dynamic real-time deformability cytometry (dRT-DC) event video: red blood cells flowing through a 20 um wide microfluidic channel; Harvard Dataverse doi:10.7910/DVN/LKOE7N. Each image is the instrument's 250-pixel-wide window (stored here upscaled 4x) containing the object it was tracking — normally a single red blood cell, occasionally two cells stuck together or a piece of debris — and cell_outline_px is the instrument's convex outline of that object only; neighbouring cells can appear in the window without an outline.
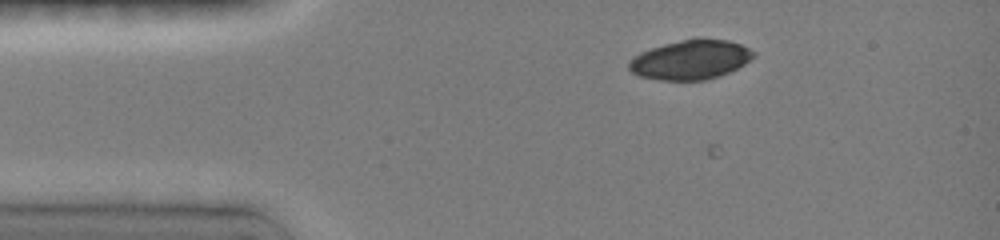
{"species": "common noctule bat (a hibernating species)", "species_latin": "Nyctalus noctula", "temperature_condition": "room temperature", "stored_images_in_passage": 11, "camera_frame_rate_fps": 3000, "um_per_image_px": 0.085, "animal": {"sex": "female", "body_mass_g": 19.0, "forearm_length_mm": 51.5}, "frame": {"image": 1, "passage_image": 4, "time_ms": 3.0, "image_size_px": [1000, 240], "cell_outline_px": [[756, 56], [744, 64], [728, 72], [708, 80], [660, 80], [640, 76], [632, 72], [628, 68], [628, 64], [636, 56], [652, 48], [664, 44], [684, 40], [728, 40], [740, 44], [756, 52]], "centroid_in_image_um": [58.73, 5.1], "position_along_channel_um": 26.3, "area_um2": 27.92}}